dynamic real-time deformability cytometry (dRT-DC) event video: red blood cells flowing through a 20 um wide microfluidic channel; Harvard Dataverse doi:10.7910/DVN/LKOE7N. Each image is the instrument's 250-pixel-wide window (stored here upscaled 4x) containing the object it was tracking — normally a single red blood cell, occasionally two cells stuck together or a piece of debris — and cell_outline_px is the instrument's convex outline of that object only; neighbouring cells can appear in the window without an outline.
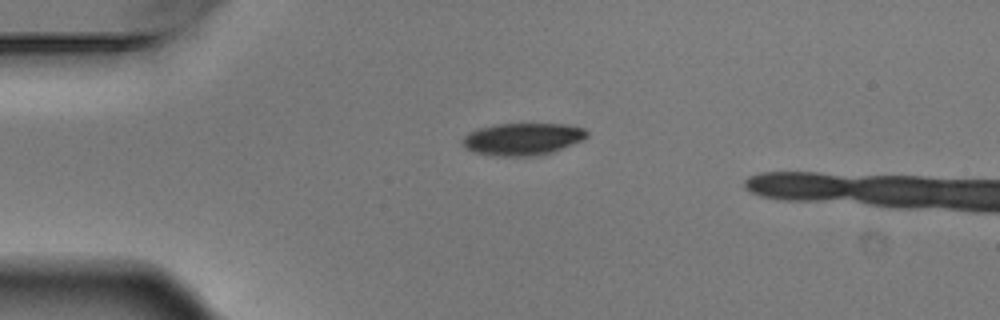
{"species": "Egyptian fruit bat (a non-hibernating species)", "species_latin": "Rousettus aegyptiacus", "temperature_condition": "warm", "stored_images_in_passage": 2, "camera_frame_rate_fps": 3000, "um_per_image_px": 0.085, "animal": {"sex": "male"}, "frame": {"image": 1, "passage_image": 1, "time_ms": 0.0, "image_size_px": [1000, 320], "cell_outline_px": [[588, 136], [584, 140], [552, 152], [536, 156], [492, 156], [472, 152], [464, 148], [460, 144], [460, 140], [468, 132], [480, 128], [496, 124], [568, 124], [584, 128], [588, 132]], "centroid_in_image_um": [44.39, 11.83], "position_along_channel_um": 40.6, "area_um2": 23.76}}